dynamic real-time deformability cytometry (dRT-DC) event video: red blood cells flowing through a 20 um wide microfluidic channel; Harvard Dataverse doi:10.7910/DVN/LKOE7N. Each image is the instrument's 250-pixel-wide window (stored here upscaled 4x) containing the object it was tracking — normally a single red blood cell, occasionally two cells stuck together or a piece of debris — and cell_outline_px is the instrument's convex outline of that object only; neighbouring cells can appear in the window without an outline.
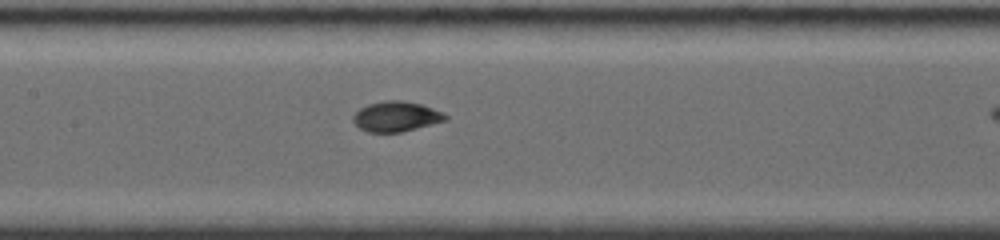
{"species": "common noctule bat (a hibernating species)", "species_latin": "Nyctalus noctula", "temperature_condition": "room temperature", "stored_images_in_passage": 6, "segment_of_instrument_passage": [1, 2], "camera_frame_rate_fps": 4000, "um_per_image_px": 0.085, "animal": {"sex": "female", "body_mass_g": 19.0, "forearm_length_mm": 56.7}, "frame": {"image": 1, "passage_image": 5, "time_ms": 3.5, "image_size_px": [1000, 240], "cell_outline_px": [[448, 116], [444, 120], [400, 132], [368, 132], [360, 128], [352, 120], [352, 116], [360, 108], [368, 104], [384, 100], [400, 100], [420, 104], [432, 108]], "centroid_in_image_um": [33.6, 9.89], "position_along_channel_um": 173.8, "area_um2": 15.84}}